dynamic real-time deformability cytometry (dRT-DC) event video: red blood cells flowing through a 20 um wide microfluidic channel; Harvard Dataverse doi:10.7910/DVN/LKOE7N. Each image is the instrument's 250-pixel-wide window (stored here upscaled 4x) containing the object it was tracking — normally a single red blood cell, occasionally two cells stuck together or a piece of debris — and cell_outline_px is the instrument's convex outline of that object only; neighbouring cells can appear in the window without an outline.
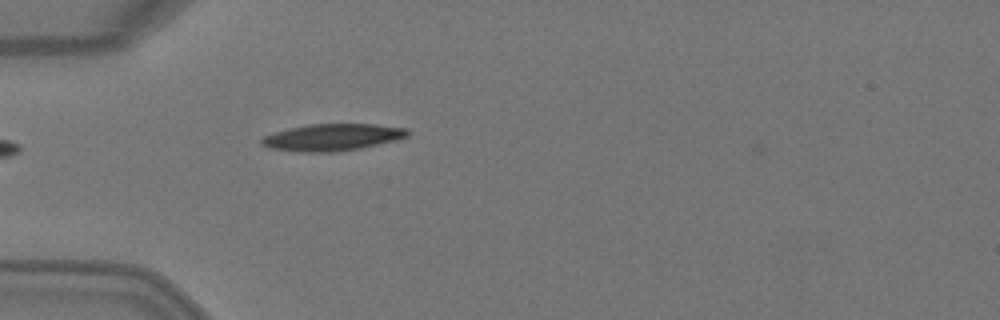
{"species": "Egyptian fruit bat (a non-hibernating species)", "species_latin": "Rousettus aegyptiacus", "temperature_condition": "warm", "stored_images_in_passage": 3, "camera_frame_rate_fps": 3000, "um_per_image_px": 0.085, "animal": {"sex": "female"}, "frame": {"image": 1, "passage_image": 3, "time_ms": 0.667, "image_size_px": [1000, 320], "cell_outline_px": [[412, 132], [408, 136], [396, 140], [360, 148], [332, 152], [304, 152], [268, 148], [260, 144], [260, 140], [264, 136], [288, 128], [308, 124], [376, 124], [408, 128]], "centroid_in_image_um": [28.27, 11.66], "position_along_channel_um": 56.7, "area_um2": 22.95}}